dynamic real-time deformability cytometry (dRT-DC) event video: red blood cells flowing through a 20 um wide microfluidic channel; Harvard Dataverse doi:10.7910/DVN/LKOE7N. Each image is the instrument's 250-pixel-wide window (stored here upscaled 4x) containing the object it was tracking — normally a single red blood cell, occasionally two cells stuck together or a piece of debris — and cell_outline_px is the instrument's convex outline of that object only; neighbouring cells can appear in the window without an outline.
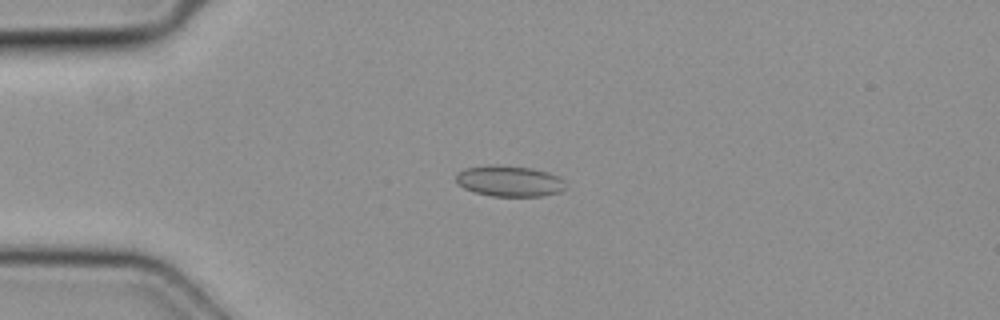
{"species": "common noctule bat (a hibernating species)", "species_latin": "Nyctalus noctula", "temperature_condition": "cold", "stored_images_in_passage": 49, "camera_frame_rate_fps": 3000, "um_per_image_px": 0.085, "animal": {"sex": "female", "body_mass_g": 19.3, "forearm_length_mm": 54.1}, "frame": {"image": 1, "passage_image": 12, "time_ms": 3.667, "image_size_px": [1000, 320], "cell_outline_px": [[568, 188], [560, 192], [540, 196], [492, 196], [476, 192], [464, 188], [456, 180], [456, 172], [464, 168], [488, 164], [500, 164], [532, 168], [548, 172], [560, 176], [564, 180]], "centroid_in_image_um": [43.33, 15.37], "position_along_channel_um": 41.7, "area_um2": 20.11}}
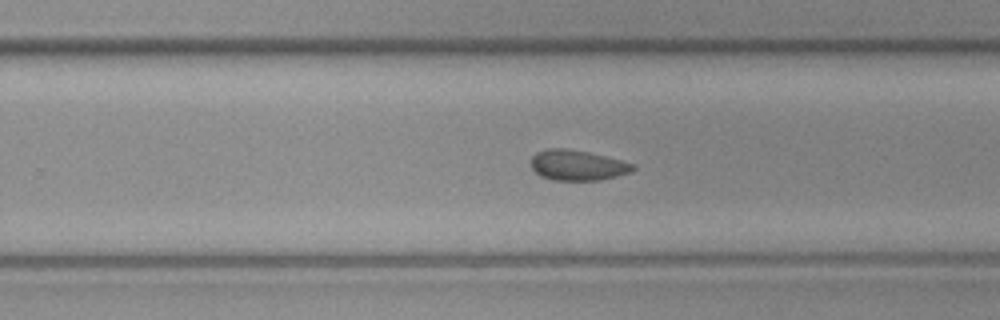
{"frame": {"image": 2, "passage_image": 31, "time_ms": 10.0, "image_size_px": [1000, 320], "cell_outline_px": [[636, 168], [632, 172], [600, 180], [552, 180], [540, 176], [532, 168], [532, 156], [536, 152], [548, 148], [568, 148], [588, 152], [636, 164]], "centroid_in_image_um": [49.09, 14.04], "position_along_channel_um": 280.7, "area_um2": 18.09}}
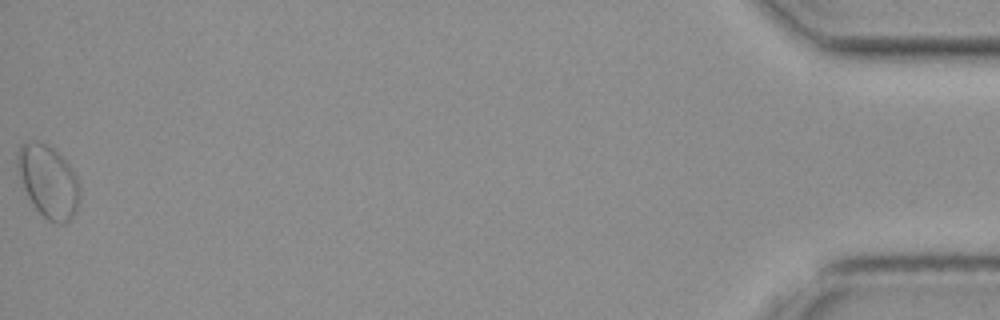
{"frame": {"image": 3, "passage_image": 49, "time_ms": 16.0, "image_size_px": [1000, 320], "cell_outline_px": [[80, 192], [76, 212], [72, 220], [64, 224], [60, 224], [48, 220], [36, 208], [28, 196], [24, 188], [16, 164], [16, 156], [20, 148], [24, 144], [40, 140], [56, 148], [68, 164], [76, 176]], "centroid_in_image_um": [4.13, 15.41], "position_along_channel_um": 431.1, "area_um2": 26.24}}